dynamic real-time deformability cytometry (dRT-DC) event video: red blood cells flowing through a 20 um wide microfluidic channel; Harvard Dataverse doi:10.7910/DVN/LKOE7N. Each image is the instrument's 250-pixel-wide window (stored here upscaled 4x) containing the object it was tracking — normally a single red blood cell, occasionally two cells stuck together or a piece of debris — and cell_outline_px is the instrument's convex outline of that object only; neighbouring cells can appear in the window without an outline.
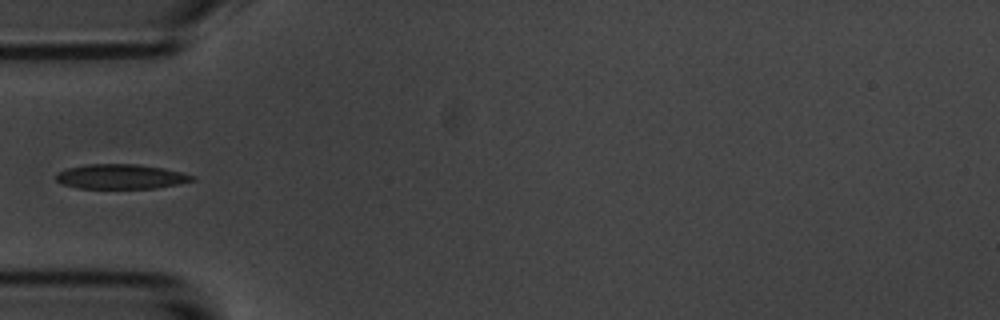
{"species": "common noctule bat (a hibernating species)", "species_latin": "Nyctalus noctula", "temperature_condition": "room temperature", "stored_images_in_passage": 39, "camera_frame_rate_fps": 3000, "um_per_image_px": 0.085, "animal": {"sex": "male", "body_mass_g": 20.1, "forearm_length_mm": 53.5}, "frame": {"image": 1, "passage_image": 1, "time_ms": 0.0, "image_size_px": [1000, 320], "cell_outline_px": [[196, 180], [180, 184], [156, 188], [76, 188], [60, 184], [56, 180], [56, 172], [68, 168], [88, 164], [136, 164], [164, 168], [196, 176]], "centroid_in_image_um": [10.27, 15.01], "position_along_channel_um": 74.7, "area_um2": 19.77}}
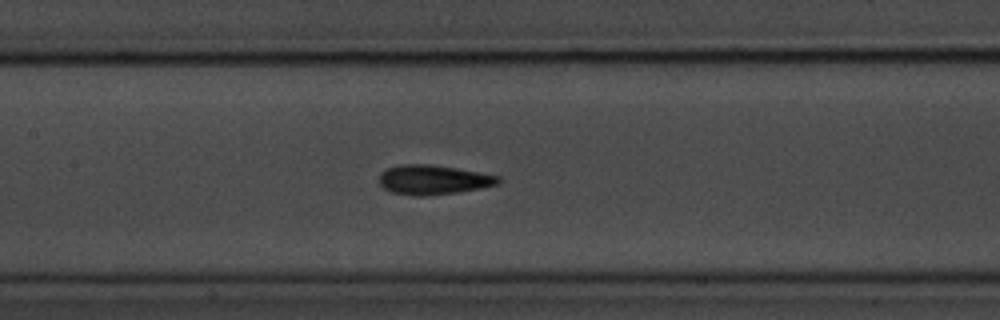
{"frame": {"image": 2, "passage_image": 9, "time_ms": 2.667, "image_size_px": [1000, 320], "cell_outline_px": [[500, 180], [496, 184], [480, 188], [456, 192], [428, 196], [416, 196], [392, 192], [384, 188], [380, 184], [380, 172], [384, 168], [400, 164], [428, 164], [456, 168], [500, 176]], "centroid_in_image_um": [36.77, 15.27], "position_along_channel_um": 170.6, "area_um2": 20.4}}
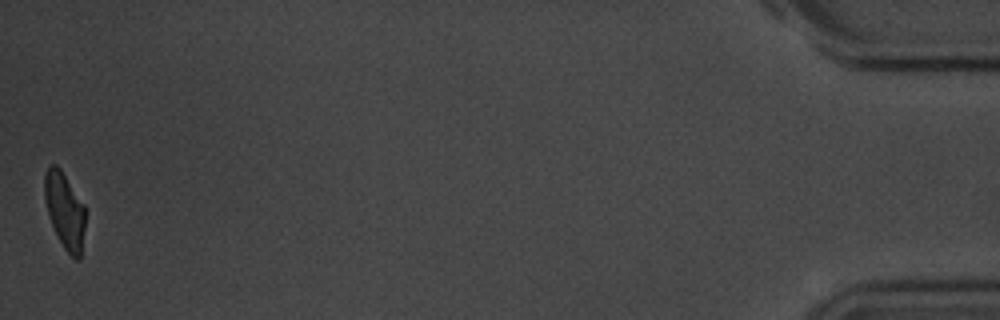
{"frame": {"image": 3, "passage_image": 39, "time_ms": 12.667, "image_size_px": [1000, 320], "cell_outline_px": [[84, 228], [80, 260], [76, 260], [64, 248], [48, 216], [44, 200], [44, 176], [48, 164], [56, 164], [60, 168], [84, 204]], "centroid_in_image_um": [5.48, 17.85], "position_along_channel_um": 429.7, "area_um2": 17.98}}